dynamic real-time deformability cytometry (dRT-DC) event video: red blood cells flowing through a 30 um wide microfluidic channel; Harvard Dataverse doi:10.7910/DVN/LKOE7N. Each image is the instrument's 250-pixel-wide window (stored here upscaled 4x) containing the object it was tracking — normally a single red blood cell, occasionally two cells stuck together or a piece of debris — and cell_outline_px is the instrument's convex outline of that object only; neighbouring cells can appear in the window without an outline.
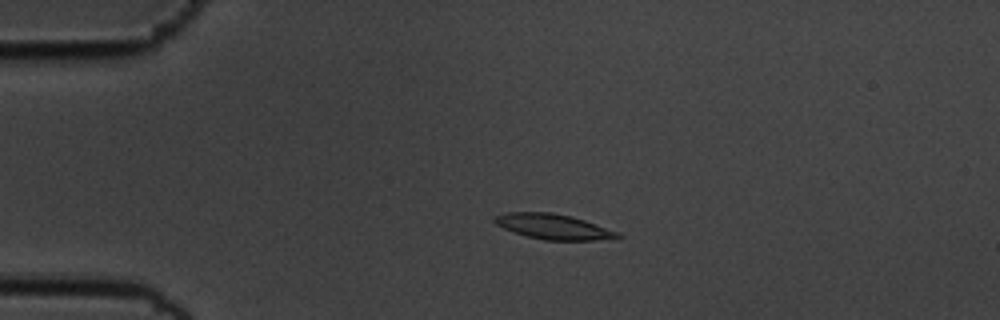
{"species": "common noctule bat (a hibernating species)", "species_latin": "Nyctalus noctula", "temperature_condition": "cold", "stored_images_in_passage": 45, "camera_frame_rate_fps": 3000, "um_per_image_px": 0.085, "animal": {"sex": "male", "body_mass_g": 19.5, "forearm_length_mm": 54.6}, "frame": {"image": 1, "passage_image": 1, "time_ms": 0.0, "image_size_px": [1000, 320], "cell_outline_px": [[624, 236], [616, 240], [544, 240], [512, 232], [496, 224], [492, 220], [496, 216], [508, 212], [552, 212], [584, 220], [620, 232]], "centroid_in_image_um": [47.11, 19.28], "position_along_channel_um": 37.9, "area_um2": 18.21}}
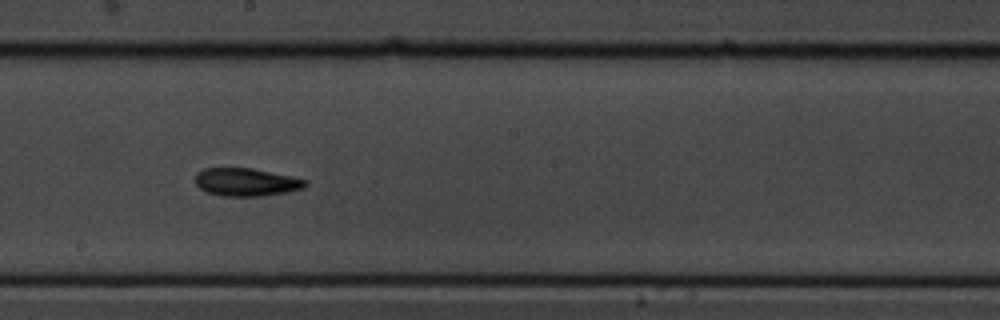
{"frame": {"image": 2, "passage_image": 20, "time_ms": 6.333, "image_size_px": [1000, 320], "cell_outline_px": [[308, 184], [304, 188], [288, 192], [264, 196], [220, 196], [208, 192], [200, 188], [196, 184], [196, 172], [204, 168], [252, 168], [308, 180]], "centroid_in_image_um": [20.94, 15.48], "position_along_channel_um": 227.3, "area_um2": 17.98}}
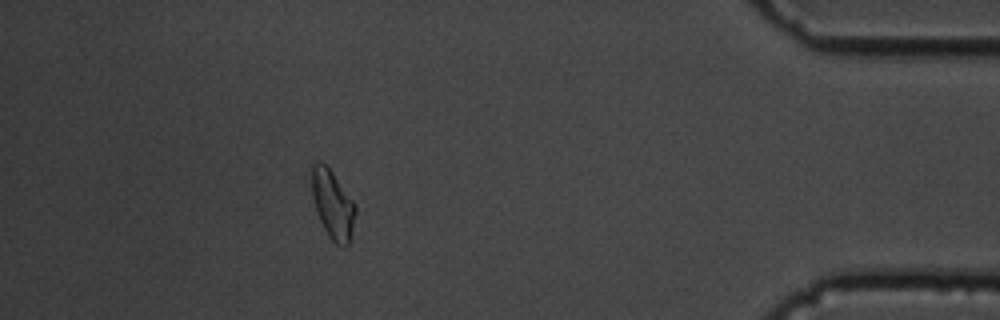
{"frame": {"image": 3, "passage_image": 39, "time_ms": 12.667, "image_size_px": [1000, 320], "cell_outline_px": [[356, 212], [348, 244], [344, 248], [340, 248], [328, 236], [320, 220], [312, 196], [312, 164], [316, 160], [320, 160], [332, 172], [356, 204]], "centroid_in_image_um": [28.28, 17.38], "position_along_channel_um": 406.9, "area_um2": 17.34}, "authors_computed_cell_mechanics": {"area_um2": 17.8024, "velocity_mm_per_s": 3.5628, "shape_relaxation_time_tau1_ms": 2.9134, "shape_relaxation_time_tau2_ms": 5.7969, "deformation_change_tau1": 0.1096, "deformation_change_tau2": 0.1283}}